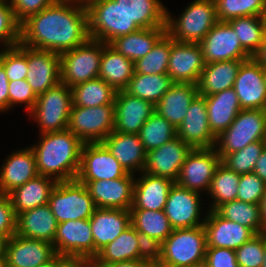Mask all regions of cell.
I'll return each mask as SVG.
<instances>
[{
	"instance_id": "6da1fadb",
	"label": "cell",
	"mask_w": 266,
	"mask_h": 267,
	"mask_svg": "<svg viewBox=\"0 0 266 267\" xmlns=\"http://www.w3.org/2000/svg\"><path fill=\"white\" fill-rule=\"evenodd\" d=\"M86 6L77 0H55L20 24V43L61 54L89 39Z\"/></svg>"
},
{
	"instance_id": "7a4b0ae2",
	"label": "cell",
	"mask_w": 266,
	"mask_h": 267,
	"mask_svg": "<svg viewBox=\"0 0 266 267\" xmlns=\"http://www.w3.org/2000/svg\"><path fill=\"white\" fill-rule=\"evenodd\" d=\"M39 135L38 143L30 146L38 174L56 182L75 180L84 143L68 129Z\"/></svg>"
},
{
	"instance_id": "3957f363",
	"label": "cell",
	"mask_w": 266,
	"mask_h": 267,
	"mask_svg": "<svg viewBox=\"0 0 266 267\" xmlns=\"http://www.w3.org/2000/svg\"><path fill=\"white\" fill-rule=\"evenodd\" d=\"M207 248L203 225L174 229L162 242L159 267H194L204 264Z\"/></svg>"
},
{
	"instance_id": "277c9868",
	"label": "cell",
	"mask_w": 266,
	"mask_h": 267,
	"mask_svg": "<svg viewBox=\"0 0 266 267\" xmlns=\"http://www.w3.org/2000/svg\"><path fill=\"white\" fill-rule=\"evenodd\" d=\"M217 22L214 0H193L178 18L166 10V33L178 42L200 43Z\"/></svg>"
},
{
	"instance_id": "5b68a950",
	"label": "cell",
	"mask_w": 266,
	"mask_h": 267,
	"mask_svg": "<svg viewBox=\"0 0 266 267\" xmlns=\"http://www.w3.org/2000/svg\"><path fill=\"white\" fill-rule=\"evenodd\" d=\"M86 9L91 39L109 44L120 36L140 29L115 0H95L87 4Z\"/></svg>"
},
{
	"instance_id": "8992f818",
	"label": "cell",
	"mask_w": 266,
	"mask_h": 267,
	"mask_svg": "<svg viewBox=\"0 0 266 267\" xmlns=\"http://www.w3.org/2000/svg\"><path fill=\"white\" fill-rule=\"evenodd\" d=\"M265 136L266 110L242 109L229 127L216 137L214 148L222 159L250 143L265 140Z\"/></svg>"
},
{
	"instance_id": "52a82bcc",
	"label": "cell",
	"mask_w": 266,
	"mask_h": 267,
	"mask_svg": "<svg viewBox=\"0 0 266 267\" xmlns=\"http://www.w3.org/2000/svg\"><path fill=\"white\" fill-rule=\"evenodd\" d=\"M72 106V90L59 83L37 96L36 103L28 113L38 123L39 134L68 129Z\"/></svg>"
},
{
	"instance_id": "ba28073f",
	"label": "cell",
	"mask_w": 266,
	"mask_h": 267,
	"mask_svg": "<svg viewBox=\"0 0 266 267\" xmlns=\"http://www.w3.org/2000/svg\"><path fill=\"white\" fill-rule=\"evenodd\" d=\"M103 42L89 38L85 43L72 50L65 51L60 56V81L69 88L77 84L97 78Z\"/></svg>"
},
{
	"instance_id": "9c48e42d",
	"label": "cell",
	"mask_w": 266,
	"mask_h": 267,
	"mask_svg": "<svg viewBox=\"0 0 266 267\" xmlns=\"http://www.w3.org/2000/svg\"><path fill=\"white\" fill-rule=\"evenodd\" d=\"M48 205L58 223L89 219L96 209L86 185L76 179L57 182Z\"/></svg>"
},
{
	"instance_id": "30bf717a",
	"label": "cell",
	"mask_w": 266,
	"mask_h": 267,
	"mask_svg": "<svg viewBox=\"0 0 266 267\" xmlns=\"http://www.w3.org/2000/svg\"><path fill=\"white\" fill-rule=\"evenodd\" d=\"M114 104L71 106L68 130L83 143L102 142L114 131Z\"/></svg>"
},
{
	"instance_id": "8fae6325",
	"label": "cell",
	"mask_w": 266,
	"mask_h": 267,
	"mask_svg": "<svg viewBox=\"0 0 266 267\" xmlns=\"http://www.w3.org/2000/svg\"><path fill=\"white\" fill-rule=\"evenodd\" d=\"M53 246L58 255L93 261L95 244L89 219L58 223Z\"/></svg>"
},
{
	"instance_id": "7c38bea8",
	"label": "cell",
	"mask_w": 266,
	"mask_h": 267,
	"mask_svg": "<svg viewBox=\"0 0 266 267\" xmlns=\"http://www.w3.org/2000/svg\"><path fill=\"white\" fill-rule=\"evenodd\" d=\"M128 174L102 142L83 144L76 180H113Z\"/></svg>"
},
{
	"instance_id": "4fadbf2b",
	"label": "cell",
	"mask_w": 266,
	"mask_h": 267,
	"mask_svg": "<svg viewBox=\"0 0 266 267\" xmlns=\"http://www.w3.org/2000/svg\"><path fill=\"white\" fill-rule=\"evenodd\" d=\"M205 64L247 60L252 56L242 47L236 32L227 21H218L199 43Z\"/></svg>"
},
{
	"instance_id": "5bb4252c",
	"label": "cell",
	"mask_w": 266,
	"mask_h": 267,
	"mask_svg": "<svg viewBox=\"0 0 266 267\" xmlns=\"http://www.w3.org/2000/svg\"><path fill=\"white\" fill-rule=\"evenodd\" d=\"M220 163L221 157L214 147L192 149L181 167L176 183L188 190L207 192Z\"/></svg>"
},
{
	"instance_id": "9a60e30c",
	"label": "cell",
	"mask_w": 266,
	"mask_h": 267,
	"mask_svg": "<svg viewBox=\"0 0 266 267\" xmlns=\"http://www.w3.org/2000/svg\"><path fill=\"white\" fill-rule=\"evenodd\" d=\"M201 194L179 186L176 182L170 189L164 213L173 229L192 228L201 226L205 217L201 216Z\"/></svg>"
},
{
	"instance_id": "2e32d148",
	"label": "cell",
	"mask_w": 266,
	"mask_h": 267,
	"mask_svg": "<svg viewBox=\"0 0 266 267\" xmlns=\"http://www.w3.org/2000/svg\"><path fill=\"white\" fill-rule=\"evenodd\" d=\"M136 174L113 180L79 181L85 184L96 208L130 210Z\"/></svg>"
},
{
	"instance_id": "e0dca14e",
	"label": "cell",
	"mask_w": 266,
	"mask_h": 267,
	"mask_svg": "<svg viewBox=\"0 0 266 267\" xmlns=\"http://www.w3.org/2000/svg\"><path fill=\"white\" fill-rule=\"evenodd\" d=\"M8 267H38L57 254L52 243L14 234L3 246Z\"/></svg>"
},
{
	"instance_id": "ac0fdd59",
	"label": "cell",
	"mask_w": 266,
	"mask_h": 267,
	"mask_svg": "<svg viewBox=\"0 0 266 267\" xmlns=\"http://www.w3.org/2000/svg\"><path fill=\"white\" fill-rule=\"evenodd\" d=\"M192 148L178 136L159 148L146 152L143 172L177 181L182 165Z\"/></svg>"
},
{
	"instance_id": "d6986e66",
	"label": "cell",
	"mask_w": 266,
	"mask_h": 267,
	"mask_svg": "<svg viewBox=\"0 0 266 267\" xmlns=\"http://www.w3.org/2000/svg\"><path fill=\"white\" fill-rule=\"evenodd\" d=\"M204 67L203 51L199 43L178 42L172 39L168 75L174 83L197 85Z\"/></svg>"
},
{
	"instance_id": "ffe728a7",
	"label": "cell",
	"mask_w": 266,
	"mask_h": 267,
	"mask_svg": "<svg viewBox=\"0 0 266 267\" xmlns=\"http://www.w3.org/2000/svg\"><path fill=\"white\" fill-rule=\"evenodd\" d=\"M241 109L266 110V84L263 67L252 57L239 67L234 86Z\"/></svg>"
},
{
	"instance_id": "44dd1931",
	"label": "cell",
	"mask_w": 266,
	"mask_h": 267,
	"mask_svg": "<svg viewBox=\"0 0 266 267\" xmlns=\"http://www.w3.org/2000/svg\"><path fill=\"white\" fill-rule=\"evenodd\" d=\"M177 136L192 149L215 147L216 136L209 128L204 96L198 94L191 102L182 124L177 129Z\"/></svg>"
},
{
	"instance_id": "7402d4cb",
	"label": "cell",
	"mask_w": 266,
	"mask_h": 267,
	"mask_svg": "<svg viewBox=\"0 0 266 267\" xmlns=\"http://www.w3.org/2000/svg\"><path fill=\"white\" fill-rule=\"evenodd\" d=\"M27 65L26 80L36 96L61 82L58 53L27 47Z\"/></svg>"
},
{
	"instance_id": "603a6c76",
	"label": "cell",
	"mask_w": 266,
	"mask_h": 267,
	"mask_svg": "<svg viewBox=\"0 0 266 267\" xmlns=\"http://www.w3.org/2000/svg\"><path fill=\"white\" fill-rule=\"evenodd\" d=\"M155 112L150 101L117 91L114 102V131L138 134L147 119Z\"/></svg>"
},
{
	"instance_id": "cb8c5ba5",
	"label": "cell",
	"mask_w": 266,
	"mask_h": 267,
	"mask_svg": "<svg viewBox=\"0 0 266 267\" xmlns=\"http://www.w3.org/2000/svg\"><path fill=\"white\" fill-rule=\"evenodd\" d=\"M203 224L207 247L237 250L256 235L250 228L222 218L214 210H208Z\"/></svg>"
},
{
	"instance_id": "d4e9b609",
	"label": "cell",
	"mask_w": 266,
	"mask_h": 267,
	"mask_svg": "<svg viewBox=\"0 0 266 267\" xmlns=\"http://www.w3.org/2000/svg\"><path fill=\"white\" fill-rule=\"evenodd\" d=\"M0 193L8 194L39 174L31 147L12 152L0 166Z\"/></svg>"
},
{
	"instance_id": "484cf974",
	"label": "cell",
	"mask_w": 266,
	"mask_h": 267,
	"mask_svg": "<svg viewBox=\"0 0 266 267\" xmlns=\"http://www.w3.org/2000/svg\"><path fill=\"white\" fill-rule=\"evenodd\" d=\"M95 244V257L131 225L130 210L96 208L89 218Z\"/></svg>"
},
{
	"instance_id": "4316f807",
	"label": "cell",
	"mask_w": 266,
	"mask_h": 267,
	"mask_svg": "<svg viewBox=\"0 0 266 267\" xmlns=\"http://www.w3.org/2000/svg\"><path fill=\"white\" fill-rule=\"evenodd\" d=\"M102 143L128 173L143 172L146 152L138 134L113 131Z\"/></svg>"
},
{
	"instance_id": "83f0119b",
	"label": "cell",
	"mask_w": 266,
	"mask_h": 267,
	"mask_svg": "<svg viewBox=\"0 0 266 267\" xmlns=\"http://www.w3.org/2000/svg\"><path fill=\"white\" fill-rule=\"evenodd\" d=\"M140 174L135 178L133 205L130 209L164 210L170 189L175 182L145 172Z\"/></svg>"
},
{
	"instance_id": "f1b7e54d",
	"label": "cell",
	"mask_w": 266,
	"mask_h": 267,
	"mask_svg": "<svg viewBox=\"0 0 266 267\" xmlns=\"http://www.w3.org/2000/svg\"><path fill=\"white\" fill-rule=\"evenodd\" d=\"M57 227L58 222L48 204L20 213L16 219L18 236L43 240L52 244Z\"/></svg>"
},
{
	"instance_id": "f546056e",
	"label": "cell",
	"mask_w": 266,
	"mask_h": 267,
	"mask_svg": "<svg viewBox=\"0 0 266 267\" xmlns=\"http://www.w3.org/2000/svg\"><path fill=\"white\" fill-rule=\"evenodd\" d=\"M197 95L196 84L174 83L155 105V111L178 129L187 114L189 105Z\"/></svg>"
},
{
	"instance_id": "4dcf8cb0",
	"label": "cell",
	"mask_w": 266,
	"mask_h": 267,
	"mask_svg": "<svg viewBox=\"0 0 266 267\" xmlns=\"http://www.w3.org/2000/svg\"><path fill=\"white\" fill-rule=\"evenodd\" d=\"M208 114V124L217 137L226 130L242 110L234 88L226 89L210 96H204Z\"/></svg>"
},
{
	"instance_id": "1f68e13d",
	"label": "cell",
	"mask_w": 266,
	"mask_h": 267,
	"mask_svg": "<svg viewBox=\"0 0 266 267\" xmlns=\"http://www.w3.org/2000/svg\"><path fill=\"white\" fill-rule=\"evenodd\" d=\"M56 183L53 178L38 175L9 192L7 195L16 217L20 213L48 204L50 193Z\"/></svg>"
},
{
	"instance_id": "d6a6232c",
	"label": "cell",
	"mask_w": 266,
	"mask_h": 267,
	"mask_svg": "<svg viewBox=\"0 0 266 267\" xmlns=\"http://www.w3.org/2000/svg\"><path fill=\"white\" fill-rule=\"evenodd\" d=\"M245 60H230L205 64L197 83L198 94L210 96L226 89L233 88L234 82Z\"/></svg>"
},
{
	"instance_id": "836d02e7",
	"label": "cell",
	"mask_w": 266,
	"mask_h": 267,
	"mask_svg": "<svg viewBox=\"0 0 266 267\" xmlns=\"http://www.w3.org/2000/svg\"><path fill=\"white\" fill-rule=\"evenodd\" d=\"M135 72L134 62L103 42L99 78L116 91L124 90Z\"/></svg>"
},
{
	"instance_id": "e575fe53",
	"label": "cell",
	"mask_w": 266,
	"mask_h": 267,
	"mask_svg": "<svg viewBox=\"0 0 266 267\" xmlns=\"http://www.w3.org/2000/svg\"><path fill=\"white\" fill-rule=\"evenodd\" d=\"M165 33L166 27L140 28L114 39L109 45L124 57L136 62L144 57Z\"/></svg>"
},
{
	"instance_id": "d590c367",
	"label": "cell",
	"mask_w": 266,
	"mask_h": 267,
	"mask_svg": "<svg viewBox=\"0 0 266 267\" xmlns=\"http://www.w3.org/2000/svg\"><path fill=\"white\" fill-rule=\"evenodd\" d=\"M139 28L166 27V6L161 0H115Z\"/></svg>"
},
{
	"instance_id": "8d00e7d4",
	"label": "cell",
	"mask_w": 266,
	"mask_h": 267,
	"mask_svg": "<svg viewBox=\"0 0 266 267\" xmlns=\"http://www.w3.org/2000/svg\"><path fill=\"white\" fill-rule=\"evenodd\" d=\"M137 231L130 225L113 241L102 248L93 259V264L138 260Z\"/></svg>"
},
{
	"instance_id": "74e56055",
	"label": "cell",
	"mask_w": 266,
	"mask_h": 267,
	"mask_svg": "<svg viewBox=\"0 0 266 267\" xmlns=\"http://www.w3.org/2000/svg\"><path fill=\"white\" fill-rule=\"evenodd\" d=\"M173 84L168 74L134 73L124 91L156 105Z\"/></svg>"
},
{
	"instance_id": "f35d334b",
	"label": "cell",
	"mask_w": 266,
	"mask_h": 267,
	"mask_svg": "<svg viewBox=\"0 0 266 267\" xmlns=\"http://www.w3.org/2000/svg\"><path fill=\"white\" fill-rule=\"evenodd\" d=\"M72 105L95 107L114 104L117 91L99 77L80 83L71 88Z\"/></svg>"
},
{
	"instance_id": "ab89813d",
	"label": "cell",
	"mask_w": 266,
	"mask_h": 267,
	"mask_svg": "<svg viewBox=\"0 0 266 267\" xmlns=\"http://www.w3.org/2000/svg\"><path fill=\"white\" fill-rule=\"evenodd\" d=\"M131 225L137 232L163 242L174 230L163 210L130 209Z\"/></svg>"
},
{
	"instance_id": "60d3db41",
	"label": "cell",
	"mask_w": 266,
	"mask_h": 267,
	"mask_svg": "<svg viewBox=\"0 0 266 267\" xmlns=\"http://www.w3.org/2000/svg\"><path fill=\"white\" fill-rule=\"evenodd\" d=\"M222 218L250 228L255 234L263 233L260 217V204L232 200L214 210Z\"/></svg>"
},
{
	"instance_id": "b9f144b4",
	"label": "cell",
	"mask_w": 266,
	"mask_h": 267,
	"mask_svg": "<svg viewBox=\"0 0 266 267\" xmlns=\"http://www.w3.org/2000/svg\"><path fill=\"white\" fill-rule=\"evenodd\" d=\"M240 176L241 174L220 163L207 192L209 197L211 196V199H213L208 210H215L225 202L236 200Z\"/></svg>"
},
{
	"instance_id": "7bdbcfd3",
	"label": "cell",
	"mask_w": 266,
	"mask_h": 267,
	"mask_svg": "<svg viewBox=\"0 0 266 267\" xmlns=\"http://www.w3.org/2000/svg\"><path fill=\"white\" fill-rule=\"evenodd\" d=\"M145 152L159 148L177 137V128L158 112H154L138 133Z\"/></svg>"
},
{
	"instance_id": "ee69618b",
	"label": "cell",
	"mask_w": 266,
	"mask_h": 267,
	"mask_svg": "<svg viewBox=\"0 0 266 267\" xmlns=\"http://www.w3.org/2000/svg\"><path fill=\"white\" fill-rule=\"evenodd\" d=\"M227 22L236 32L242 47L252 56L258 50L266 34L262 16L237 17Z\"/></svg>"
},
{
	"instance_id": "f6af8a7d",
	"label": "cell",
	"mask_w": 266,
	"mask_h": 267,
	"mask_svg": "<svg viewBox=\"0 0 266 267\" xmlns=\"http://www.w3.org/2000/svg\"><path fill=\"white\" fill-rule=\"evenodd\" d=\"M172 38L165 33L142 58L134 62V73L168 74Z\"/></svg>"
},
{
	"instance_id": "bcb514c9",
	"label": "cell",
	"mask_w": 266,
	"mask_h": 267,
	"mask_svg": "<svg viewBox=\"0 0 266 267\" xmlns=\"http://www.w3.org/2000/svg\"><path fill=\"white\" fill-rule=\"evenodd\" d=\"M218 21L243 16H262L266 0H214Z\"/></svg>"
},
{
	"instance_id": "7dc6e473",
	"label": "cell",
	"mask_w": 266,
	"mask_h": 267,
	"mask_svg": "<svg viewBox=\"0 0 266 267\" xmlns=\"http://www.w3.org/2000/svg\"><path fill=\"white\" fill-rule=\"evenodd\" d=\"M264 148L265 140L250 143L242 150L226 154L221 159V163L238 174L253 173Z\"/></svg>"
},
{
	"instance_id": "c3c4849f",
	"label": "cell",
	"mask_w": 266,
	"mask_h": 267,
	"mask_svg": "<svg viewBox=\"0 0 266 267\" xmlns=\"http://www.w3.org/2000/svg\"><path fill=\"white\" fill-rule=\"evenodd\" d=\"M0 63L3 65L9 81L26 79L27 46H17L0 50Z\"/></svg>"
},
{
	"instance_id": "681fc988",
	"label": "cell",
	"mask_w": 266,
	"mask_h": 267,
	"mask_svg": "<svg viewBox=\"0 0 266 267\" xmlns=\"http://www.w3.org/2000/svg\"><path fill=\"white\" fill-rule=\"evenodd\" d=\"M19 43L20 23L15 19L9 0H0V44L2 49L15 47Z\"/></svg>"
},
{
	"instance_id": "f907efd6",
	"label": "cell",
	"mask_w": 266,
	"mask_h": 267,
	"mask_svg": "<svg viewBox=\"0 0 266 267\" xmlns=\"http://www.w3.org/2000/svg\"><path fill=\"white\" fill-rule=\"evenodd\" d=\"M239 267H261L264 257V233L254 235L235 250Z\"/></svg>"
},
{
	"instance_id": "816d5d0a",
	"label": "cell",
	"mask_w": 266,
	"mask_h": 267,
	"mask_svg": "<svg viewBox=\"0 0 266 267\" xmlns=\"http://www.w3.org/2000/svg\"><path fill=\"white\" fill-rule=\"evenodd\" d=\"M266 184L255 173L241 174L236 200L260 204L265 193Z\"/></svg>"
},
{
	"instance_id": "f5cc1de1",
	"label": "cell",
	"mask_w": 266,
	"mask_h": 267,
	"mask_svg": "<svg viewBox=\"0 0 266 267\" xmlns=\"http://www.w3.org/2000/svg\"><path fill=\"white\" fill-rule=\"evenodd\" d=\"M9 111L18 104H24L27 114L34 107L37 96L32 91L26 79L9 81L8 85Z\"/></svg>"
},
{
	"instance_id": "db71d44e",
	"label": "cell",
	"mask_w": 266,
	"mask_h": 267,
	"mask_svg": "<svg viewBox=\"0 0 266 267\" xmlns=\"http://www.w3.org/2000/svg\"><path fill=\"white\" fill-rule=\"evenodd\" d=\"M16 219L9 196L0 193V241L5 243L16 234Z\"/></svg>"
},
{
	"instance_id": "11a10c76",
	"label": "cell",
	"mask_w": 266,
	"mask_h": 267,
	"mask_svg": "<svg viewBox=\"0 0 266 267\" xmlns=\"http://www.w3.org/2000/svg\"><path fill=\"white\" fill-rule=\"evenodd\" d=\"M139 260H144L152 265H158L162 258V242L137 232Z\"/></svg>"
},
{
	"instance_id": "9f6ffc18",
	"label": "cell",
	"mask_w": 266,
	"mask_h": 267,
	"mask_svg": "<svg viewBox=\"0 0 266 267\" xmlns=\"http://www.w3.org/2000/svg\"><path fill=\"white\" fill-rule=\"evenodd\" d=\"M55 0H9L15 19L21 24L29 16L48 8Z\"/></svg>"
},
{
	"instance_id": "6f0895ef",
	"label": "cell",
	"mask_w": 266,
	"mask_h": 267,
	"mask_svg": "<svg viewBox=\"0 0 266 267\" xmlns=\"http://www.w3.org/2000/svg\"><path fill=\"white\" fill-rule=\"evenodd\" d=\"M204 265L206 267H239L235 250L207 247Z\"/></svg>"
},
{
	"instance_id": "680465c9",
	"label": "cell",
	"mask_w": 266,
	"mask_h": 267,
	"mask_svg": "<svg viewBox=\"0 0 266 267\" xmlns=\"http://www.w3.org/2000/svg\"><path fill=\"white\" fill-rule=\"evenodd\" d=\"M8 85V77L3 65L0 63V113L9 110Z\"/></svg>"
},
{
	"instance_id": "91938a15",
	"label": "cell",
	"mask_w": 266,
	"mask_h": 267,
	"mask_svg": "<svg viewBox=\"0 0 266 267\" xmlns=\"http://www.w3.org/2000/svg\"><path fill=\"white\" fill-rule=\"evenodd\" d=\"M94 267H152L153 265L144 260H129L110 264H93Z\"/></svg>"
},
{
	"instance_id": "94428289",
	"label": "cell",
	"mask_w": 266,
	"mask_h": 267,
	"mask_svg": "<svg viewBox=\"0 0 266 267\" xmlns=\"http://www.w3.org/2000/svg\"><path fill=\"white\" fill-rule=\"evenodd\" d=\"M59 267H94L93 261L87 258L67 257Z\"/></svg>"
},
{
	"instance_id": "6125c7cd",
	"label": "cell",
	"mask_w": 266,
	"mask_h": 267,
	"mask_svg": "<svg viewBox=\"0 0 266 267\" xmlns=\"http://www.w3.org/2000/svg\"><path fill=\"white\" fill-rule=\"evenodd\" d=\"M253 173H255L266 184V147L261 152L260 157L256 162Z\"/></svg>"
},
{
	"instance_id": "be15d7a7",
	"label": "cell",
	"mask_w": 266,
	"mask_h": 267,
	"mask_svg": "<svg viewBox=\"0 0 266 267\" xmlns=\"http://www.w3.org/2000/svg\"><path fill=\"white\" fill-rule=\"evenodd\" d=\"M252 58L262 67H266V34L258 50L252 55Z\"/></svg>"
},
{
	"instance_id": "e7e4bbea",
	"label": "cell",
	"mask_w": 266,
	"mask_h": 267,
	"mask_svg": "<svg viewBox=\"0 0 266 267\" xmlns=\"http://www.w3.org/2000/svg\"><path fill=\"white\" fill-rule=\"evenodd\" d=\"M260 217L263 225V233H266V189L262 201L260 203Z\"/></svg>"
},
{
	"instance_id": "03108f58",
	"label": "cell",
	"mask_w": 266,
	"mask_h": 267,
	"mask_svg": "<svg viewBox=\"0 0 266 267\" xmlns=\"http://www.w3.org/2000/svg\"><path fill=\"white\" fill-rule=\"evenodd\" d=\"M67 257L61 256V255H56L52 260L49 262L40 265L38 267H59V265L66 259Z\"/></svg>"
},
{
	"instance_id": "003e7915",
	"label": "cell",
	"mask_w": 266,
	"mask_h": 267,
	"mask_svg": "<svg viewBox=\"0 0 266 267\" xmlns=\"http://www.w3.org/2000/svg\"><path fill=\"white\" fill-rule=\"evenodd\" d=\"M261 267H266V233L264 232V257Z\"/></svg>"
},
{
	"instance_id": "a7ac6f4b",
	"label": "cell",
	"mask_w": 266,
	"mask_h": 267,
	"mask_svg": "<svg viewBox=\"0 0 266 267\" xmlns=\"http://www.w3.org/2000/svg\"><path fill=\"white\" fill-rule=\"evenodd\" d=\"M0 267H8L4 254L0 256Z\"/></svg>"
},
{
	"instance_id": "89a4df30",
	"label": "cell",
	"mask_w": 266,
	"mask_h": 267,
	"mask_svg": "<svg viewBox=\"0 0 266 267\" xmlns=\"http://www.w3.org/2000/svg\"><path fill=\"white\" fill-rule=\"evenodd\" d=\"M262 19H263V23L266 27V5L264 6V11H263V14H262Z\"/></svg>"
},
{
	"instance_id": "2644e50d",
	"label": "cell",
	"mask_w": 266,
	"mask_h": 267,
	"mask_svg": "<svg viewBox=\"0 0 266 267\" xmlns=\"http://www.w3.org/2000/svg\"><path fill=\"white\" fill-rule=\"evenodd\" d=\"M77 1L86 6L87 4L95 0H77Z\"/></svg>"
},
{
	"instance_id": "8c879c8a",
	"label": "cell",
	"mask_w": 266,
	"mask_h": 267,
	"mask_svg": "<svg viewBox=\"0 0 266 267\" xmlns=\"http://www.w3.org/2000/svg\"><path fill=\"white\" fill-rule=\"evenodd\" d=\"M4 242L0 241V256L3 254Z\"/></svg>"
},
{
	"instance_id": "753ad0ef",
	"label": "cell",
	"mask_w": 266,
	"mask_h": 267,
	"mask_svg": "<svg viewBox=\"0 0 266 267\" xmlns=\"http://www.w3.org/2000/svg\"><path fill=\"white\" fill-rule=\"evenodd\" d=\"M263 71H264V78H265V84H266V67H263Z\"/></svg>"
},
{
	"instance_id": "34e18365",
	"label": "cell",
	"mask_w": 266,
	"mask_h": 267,
	"mask_svg": "<svg viewBox=\"0 0 266 267\" xmlns=\"http://www.w3.org/2000/svg\"><path fill=\"white\" fill-rule=\"evenodd\" d=\"M194 267H206L204 264L199 265V266H194Z\"/></svg>"
}]
</instances>
